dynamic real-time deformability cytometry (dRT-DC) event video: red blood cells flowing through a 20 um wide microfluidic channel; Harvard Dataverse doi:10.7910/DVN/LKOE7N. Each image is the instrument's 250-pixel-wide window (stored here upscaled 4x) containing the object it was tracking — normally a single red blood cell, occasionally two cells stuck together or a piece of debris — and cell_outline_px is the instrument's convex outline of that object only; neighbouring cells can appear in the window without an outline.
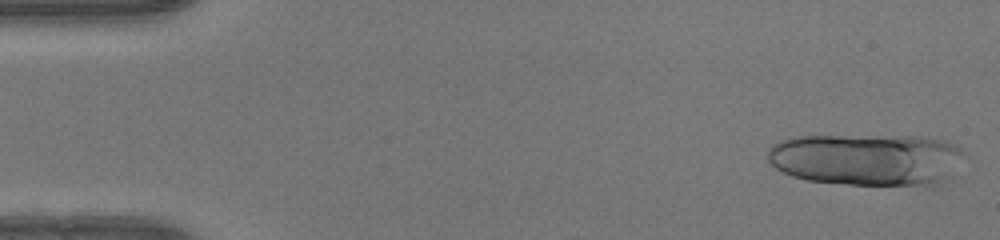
{"species": "human", "species_latin": "Homo sapiens", "temperature_condition": "warm", "stored_images_in_passage": 15, "camera_frame_rate_fps": 3000, "um_per_image_px": 0.085, "donor": {"sex": "female"}, "frame": {"image": 1, "passage_image": 1, "time_ms": 0.0, "image_size_px": [1000, 240], "cell_outline_px": [[968, 156], [940, 188], [932, 188], [848, 184], [808, 180], [792, 176], [776, 168], [768, 160], [768, 148], [772, 144], [780, 140], [796, 136], [928, 136], [944, 140], [956, 144]], "centroid_in_image_um": [73.84, 13.58], "position_along_channel_um": 11.2, "area_um2": 61.73}}